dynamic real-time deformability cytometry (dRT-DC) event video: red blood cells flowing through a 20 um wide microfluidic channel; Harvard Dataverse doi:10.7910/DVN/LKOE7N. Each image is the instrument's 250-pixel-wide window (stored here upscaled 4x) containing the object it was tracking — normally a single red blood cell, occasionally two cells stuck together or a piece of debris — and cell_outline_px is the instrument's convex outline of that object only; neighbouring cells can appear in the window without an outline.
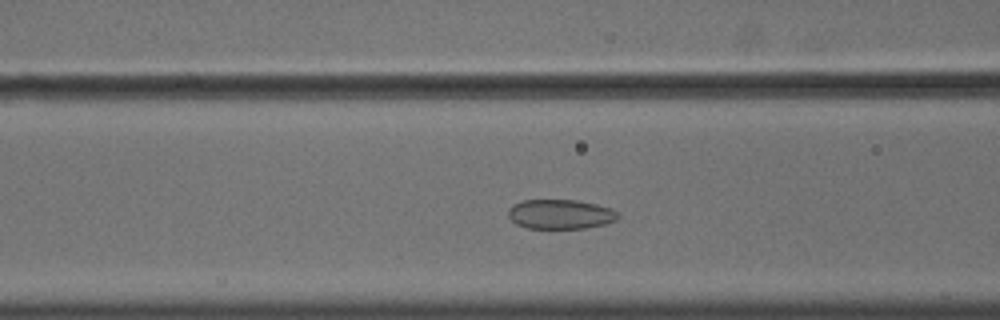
{"species": "common noctule bat (a hibernating species)", "species_latin": "Nyctalus noctula", "temperature_condition": "cold", "stored_images_in_passage": 51, "camera_frame_rate_fps": 3000, "um_per_image_px": 0.085, "animal": {"sex": "male", "body_mass_g": 18.8}, "frame": {"image": 1, "passage_image": 18, "time_ms": 5.667, "image_size_px": [1000, 320], "cell_outline_px": [[620, 216], [616, 220], [604, 224], [588, 228], [528, 228], [516, 224], [508, 216], [508, 208], [512, 204], [524, 200], [576, 200], [596, 204], [612, 208], [620, 212]], "centroid_in_image_um": [47.65, 18.2], "position_along_channel_um": 118.9, "area_um2": 19.07}}
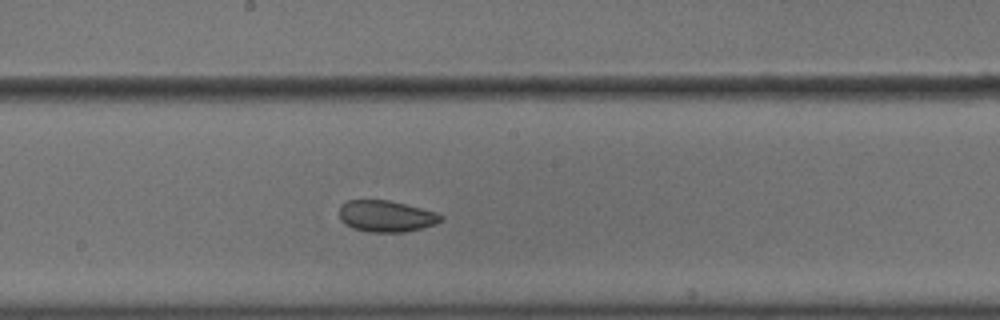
{"frame": {"image": 2, "passage_image": 26, "time_ms": 8.333, "image_size_px": [1000, 320], "cell_outline_px": [[444, 220], [436, 224], [404, 232], [368, 232], [352, 228], [344, 224], [340, 220], [340, 208], [348, 200], [388, 200], [436, 212], [444, 216]], "centroid_in_image_um": [32.83, 18.39], "position_along_channel_um": 215.4, "area_um2": 18.55}}
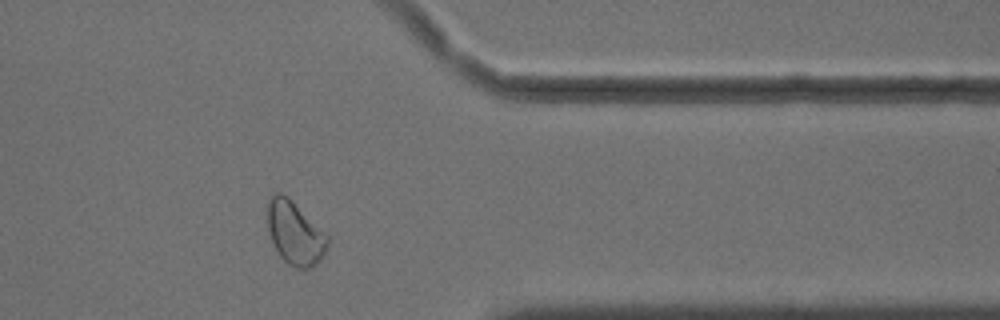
{"frame": {"image": 3, "passage_image": 41, "time_ms": 13.333, "image_size_px": [1000, 320], "cell_outline_px": [[328, 244], [320, 260], [312, 268], [296, 268], [288, 264], [280, 256], [272, 240], [268, 228], [268, 200], [276, 192], [280, 192], [288, 196], [328, 236]], "centroid_in_image_um": [25.07, 19.81], "position_along_channel_um": 386.3, "area_um2": 21.79}, "authors_computed_cell_mechanics": {"area_um2": 21.6172, "velocity_mm_per_s": 3.6088, "shape_relaxation_time_tau1_ms": 5.0354, "shape_relaxation_time_tau2_ms": 2.6214, "deformation_change_tau1": 0.082, "deformation_change_tau2": 0.0717}}